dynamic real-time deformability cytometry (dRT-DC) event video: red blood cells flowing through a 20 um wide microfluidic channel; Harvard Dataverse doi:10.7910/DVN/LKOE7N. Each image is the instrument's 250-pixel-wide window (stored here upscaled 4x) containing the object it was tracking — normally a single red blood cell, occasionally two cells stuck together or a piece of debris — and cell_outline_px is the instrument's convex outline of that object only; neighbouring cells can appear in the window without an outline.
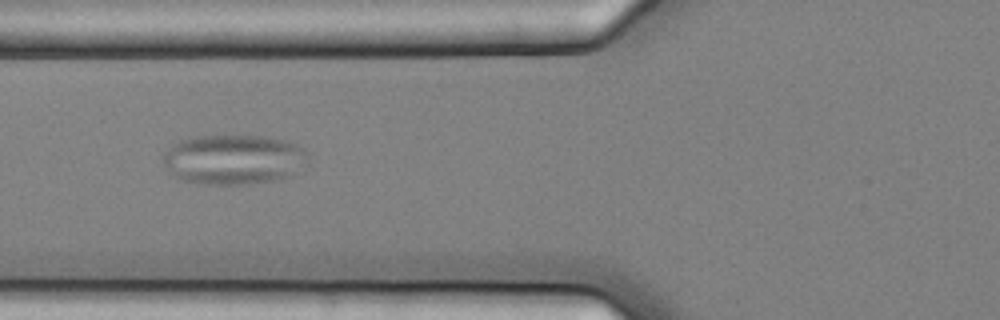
{"species": "common noctule bat (a hibernating species)", "species_latin": "Nyctalus noctula", "temperature_condition": "cold", "stored_images_in_passage": 10, "camera_frame_rate_fps": 3000, "um_per_image_px": 0.085, "animal": {"sex": "female", "body_mass_g": 25.1}, "frame": {"image": 1, "passage_image": 6, "time_ms": 1.667, "image_size_px": [1000, 320], "cell_outline_px": [[308, 160], [292, 176], [276, 180], [244, 184], [204, 184], [184, 180], [176, 176], [164, 164], [164, 152], [172, 144], [180, 140], [196, 136], [260, 136], [284, 140], [296, 144], [304, 148], [308, 152]], "centroid_in_image_um": [19.89, 13.55], "position_along_channel_um": 105.9, "area_um2": 41.96}}